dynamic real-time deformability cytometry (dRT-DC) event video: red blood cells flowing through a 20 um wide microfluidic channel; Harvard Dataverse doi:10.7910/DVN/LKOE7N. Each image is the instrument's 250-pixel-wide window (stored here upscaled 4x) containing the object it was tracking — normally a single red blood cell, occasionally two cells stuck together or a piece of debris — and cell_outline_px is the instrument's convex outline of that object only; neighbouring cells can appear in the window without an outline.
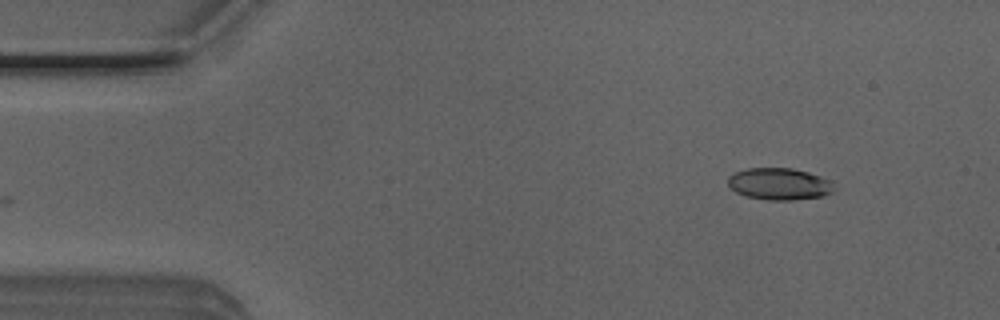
{"species": "Egyptian fruit bat (a non-hibernating species)", "species_latin": "Rousettus aegyptiacus", "temperature_condition": "room temperature", "stored_images_in_passage": 46, "camera_frame_rate_fps": 3000, "um_per_image_px": 0.085, "animal": {"sex": "male"}, "frame": {"image": 1, "passage_image": 1, "time_ms": 0.0, "image_size_px": [1000, 320], "cell_outline_px": [[832, 192], [824, 196], [792, 200], [768, 200], [748, 196], [736, 192], [728, 184], [728, 176], [736, 172], [748, 168], [792, 168], [808, 172], [820, 176], [828, 180], [832, 188]], "centroid_in_image_um": [66.21, 15.63], "position_along_channel_um": 18.8, "area_um2": 19.42}}
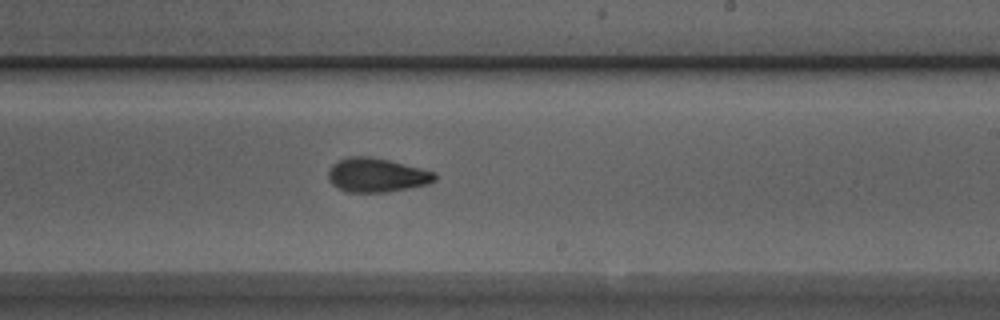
{"frame": {"image": 2, "passage_image": 25, "time_ms": 8.0, "image_size_px": [1000, 320], "cell_outline_px": [[436, 180], [428, 184], [388, 192], [348, 192], [332, 184], [328, 180], [328, 172], [332, 164], [348, 156], [368, 156], [388, 160], [436, 172]], "centroid_in_image_um": [32.01, 14.88], "position_along_channel_um": 257.0, "area_um2": 21.04}}
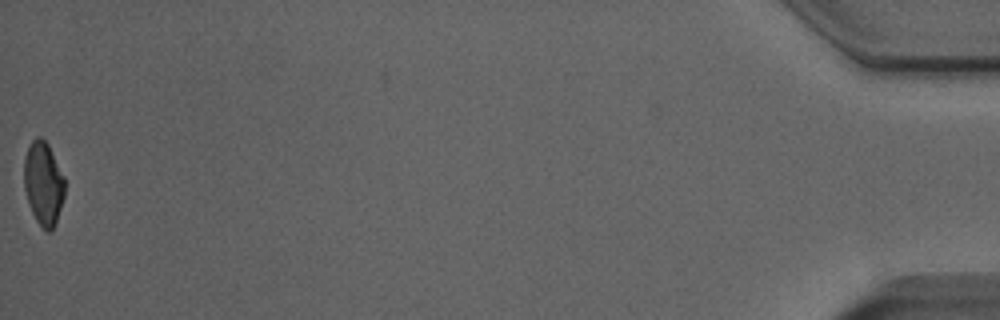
{"frame": {"image": 3, "passage_image": 46, "time_ms": 15.0, "image_size_px": [1000, 320], "cell_outline_px": [[64, 196], [56, 224], [48, 232], [36, 220], [28, 204], [24, 188], [24, 160], [28, 148], [32, 140], [36, 136], [40, 136], [48, 144], [64, 176]], "centroid_in_image_um": [3.68, 15.58], "position_along_channel_um": 431.5, "area_um2": 19.71}, "authors_computed_cell_mechanics": {"area_um2": 20.9525, "velocity_mm_per_s": 4.0357, "shape_relaxation_time_tau1_ms": 3.98, "shape_relaxation_time_tau2_ms": 1.9482, "deformation_change_tau1": 0.1394, "deformation_change_tau2": 0.0745}}